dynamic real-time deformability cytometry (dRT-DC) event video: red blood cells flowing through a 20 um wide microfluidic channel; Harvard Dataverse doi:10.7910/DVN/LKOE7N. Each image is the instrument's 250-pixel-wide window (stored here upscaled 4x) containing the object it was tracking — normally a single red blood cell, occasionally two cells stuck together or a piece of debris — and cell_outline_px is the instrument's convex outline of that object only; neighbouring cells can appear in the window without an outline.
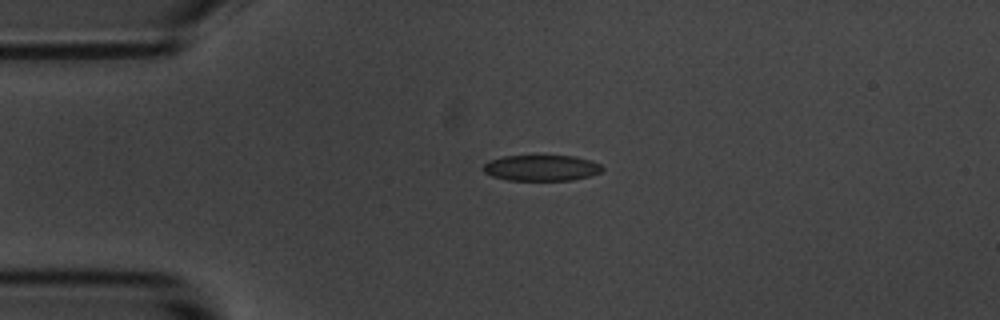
{"species": "common noctule bat (a hibernating species)", "species_latin": "Nyctalus noctula", "temperature_condition": "room temperature", "stored_images_in_passage": 3, "camera_frame_rate_fps": 3000, "um_per_image_px": 0.085, "animal": {"sex": "male", "body_mass_g": 20.1, "forearm_length_mm": 53.5}, "frame": {"image": 1, "passage_image": 2, "time_ms": 1.333, "image_size_px": [1000, 320], "cell_outline_px": [[604, 168], [600, 172], [588, 176], [572, 180], [508, 180], [492, 176], [484, 172], [480, 168], [488, 160], [504, 156], [576, 156], [592, 160], [600, 164]], "centroid_in_image_um": [46.0, 14.27], "position_along_channel_um": 39.0, "area_um2": 18.03}}